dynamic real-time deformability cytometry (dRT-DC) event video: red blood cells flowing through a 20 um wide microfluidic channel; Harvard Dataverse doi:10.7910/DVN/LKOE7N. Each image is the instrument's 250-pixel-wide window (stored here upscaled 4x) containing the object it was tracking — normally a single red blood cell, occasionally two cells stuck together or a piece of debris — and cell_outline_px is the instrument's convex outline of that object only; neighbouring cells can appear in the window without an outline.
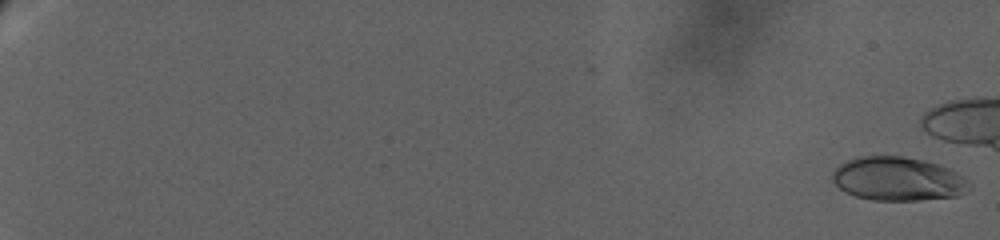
{"species": "human", "species_latin": "Homo sapiens", "temperature_condition": "warm", "stored_images_in_passage": 57, "camera_frame_rate_fps": 3000, "um_per_image_px": 0.085, "donor": {"sex": "female"}, "frame": {"image": 1, "passage_image": 2, "time_ms": 0.333, "image_size_px": [1000, 240], "cell_outline_px": [[972, 188], [956, 196], [920, 200], [872, 200], [856, 196], [844, 192], [832, 180], [832, 172], [840, 164], [848, 160], [860, 156], [904, 156], [924, 160], [948, 168], [964, 176], [972, 184]], "centroid_in_image_um": [76.34, 15.21], "position_along_channel_um": 8.7, "area_um2": 34.97}}
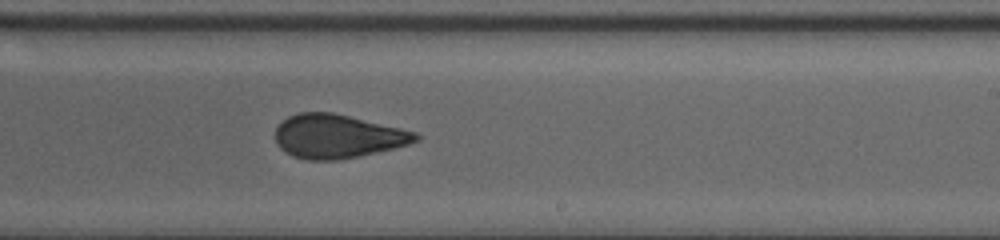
{"frame": {"image": 2, "passage_image": 42, "time_ms": 17.667, "image_size_px": [1000, 240], "cell_outline_px": [[420, 140], [408, 144], [392, 148], [340, 160], [308, 160], [292, 156], [284, 152], [276, 144], [276, 128], [288, 116], [300, 112], [332, 112], [400, 128], [416, 132], [420, 136]], "centroid_in_image_um": [28.66, 11.59], "position_along_channel_um": 260.3, "area_um2": 35.55}}
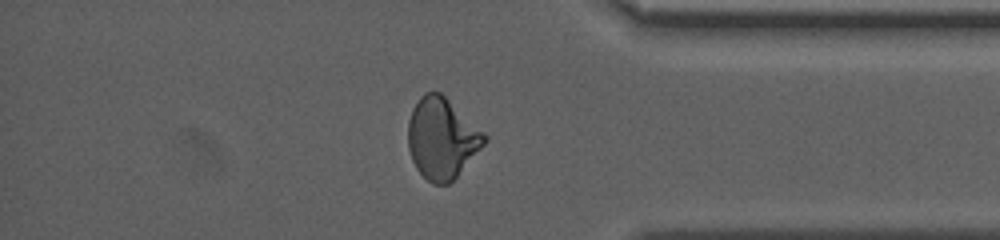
{"frame": {"image": 3, "passage_image": 55, "time_ms": 22.667, "image_size_px": [1000, 240], "cell_outline_px": [[488, 140], [456, 176], [448, 184], [432, 184], [416, 168], [412, 160], [408, 148], [408, 120], [412, 108], [420, 96], [424, 92], [440, 92], [484, 132], [488, 136]], "centroid_in_image_um": [37.54, 11.74], "position_along_channel_um": 397.7, "area_um2": 35.72}}